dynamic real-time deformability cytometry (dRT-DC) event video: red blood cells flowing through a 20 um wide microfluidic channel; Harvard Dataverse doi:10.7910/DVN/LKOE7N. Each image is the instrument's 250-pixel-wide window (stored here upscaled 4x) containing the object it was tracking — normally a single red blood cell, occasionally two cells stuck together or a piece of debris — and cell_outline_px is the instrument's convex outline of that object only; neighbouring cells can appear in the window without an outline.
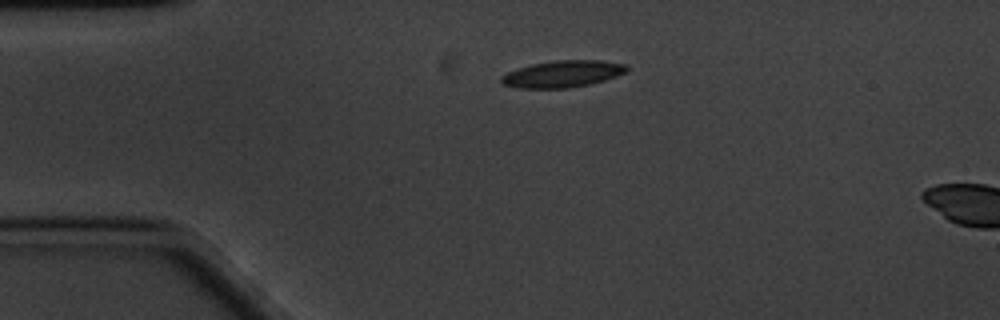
{"species": "common noctule bat (a hibernating species)", "species_latin": "Nyctalus noctula", "temperature_condition": "cold", "stored_images_in_passage": 4, "camera_frame_rate_fps": 3000, "um_per_image_px": 0.085, "animal": {"sex": "male", "body_mass_g": 20.1, "forearm_length_mm": 53.5}, "frame": {"image": 1, "passage_image": 1, "time_ms": 0.0, "image_size_px": [1000, 320], "cell_outline_px": [[628, 72], [604, 80], [588, 84], [568, 88], [520, 88], [504, 84], [500, 80], [500, 76], [508, 72], [532, 64], [556, 60], [600, 60], [628, 64]], "centroid_in_image_um": [47.87, 6.27], "position_along_channel_um": 37.1, "area_um2": 19.48}}